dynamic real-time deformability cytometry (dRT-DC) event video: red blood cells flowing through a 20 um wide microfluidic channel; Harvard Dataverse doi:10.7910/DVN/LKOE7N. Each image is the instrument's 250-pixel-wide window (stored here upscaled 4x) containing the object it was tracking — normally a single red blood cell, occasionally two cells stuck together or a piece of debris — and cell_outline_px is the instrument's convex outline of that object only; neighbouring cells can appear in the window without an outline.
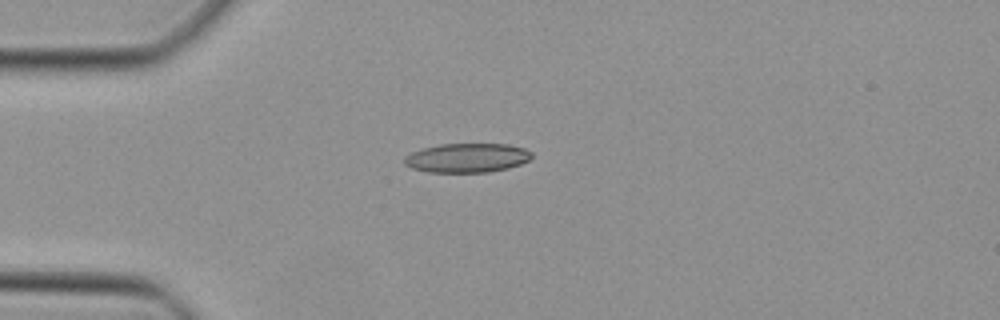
{"species": "Egyptian fruit bat (a non-hibernating species)", "species_latin": "Rousettus aegyptiacus", "temperature_condition": "cold", "stored_images_in_passage": 21, "camera_frame_rate_fps": 3000, "um_per_image_px": 0.085, "animal": {"sex": "female"}, "frame": {"image": 1, "passage_image": 1, "time_ms": 0.0, "image_size_px": [1000, 320], "cell_outline_px": [[532, 156], [528, 160], [520, 164], [508, 168], [488, 172], [428, 172], [412, 168], [404, 164], [404, 156], [412, 152], [424, 148], [440, 144], [508, 144], [524, 148], [532, 152]], "centroid_in_image_um": [39.7, 13.42], "position_along_channel_um": 45.3, "area_um2": 21.62}}
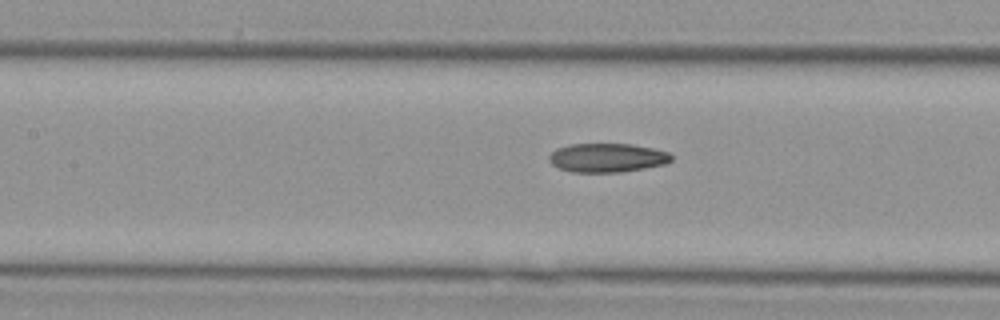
{"frame": {"image": 2, "passage_image": 10, "time_ms": 3.0, "image_size_px": [1000, 320], "cell_outline_px": [[672, 160], [664, 164], [644, 168], [620, 172], [572, 172], [560, 168], [552, 164], [548, 160], [548, 156], [556, 148], [568, 144], [632, 144], [652, 148], [668, 152], [672, 156]], "centroid_in_image_um": [51.58, 13.4], "position_along_channel_um": 155.8, "area_um2": 20.58}}
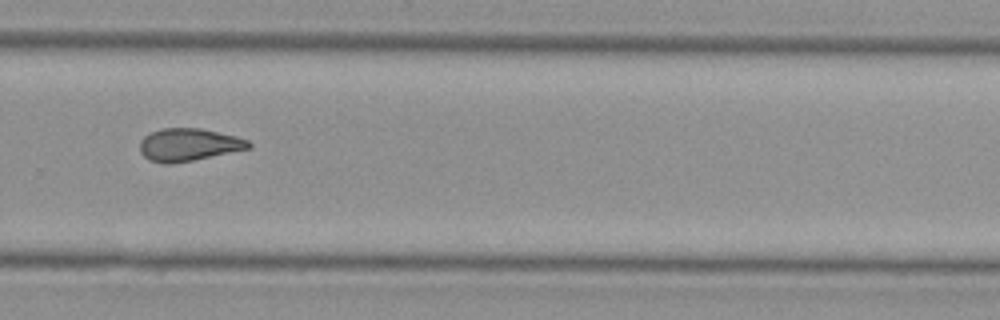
{"frame": {"image": 3, "passage_image": 21, "time_ms": 6.667, "image_size_px": [1000, 320], "cell_outline_px": [[252, 144], [248, 148], [192, 160], [172, 164], [164, 164], [148, 160], [140, 152], [140, 140], [144, 136], [160, 128], [200, 128], [236, 136], [248, 140]], "centroid_in_image_um": [15.98, 12.3], "position_along_channel_um": 313.8, "area_um2": 20.52}}